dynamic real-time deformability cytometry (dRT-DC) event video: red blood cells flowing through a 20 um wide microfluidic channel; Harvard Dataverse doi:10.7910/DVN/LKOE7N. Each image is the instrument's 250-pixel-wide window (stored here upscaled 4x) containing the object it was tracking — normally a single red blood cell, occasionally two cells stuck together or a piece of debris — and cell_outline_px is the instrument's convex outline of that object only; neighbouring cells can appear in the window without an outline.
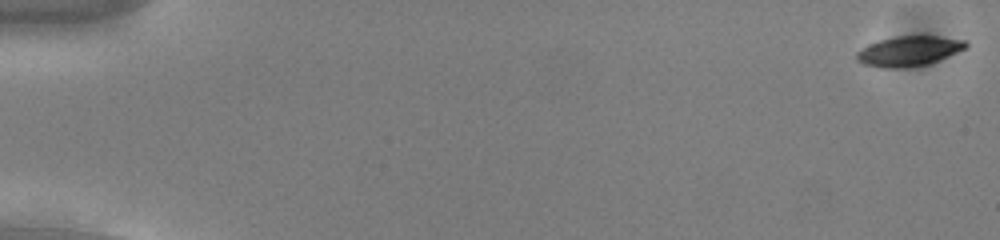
{"species": "common noctule bat (a hibernating species)", "species_latin": "Nyctalus noctula", "temperature_condition": "cold", "stored_images_in_passage": 55, "camera_frame_rate_fps": 3000, "um_per_image_px": 0.085, "animal": {"sex": "male", "body_mass_g": 13.0, "forearm_length_mm": 53.1}, "frame": {"image": 1, "passage_image": 1, "time_ms": 0.0, "image_size_px": [1000, 240], "cell_outline_px": [[968, 44], [964, 48], [956, 52], [928, 64], [904, 68], [884, 68], [864, 64], [856, 60], [856, 52], [860, 48], [868, 44], [880, 40], [896, 36], [936, 36], [964, 40]], "centroid_in_image_um": [77.19, 4.34], "position_along_channel_um": 7.8, "area_um2": 18.9}}
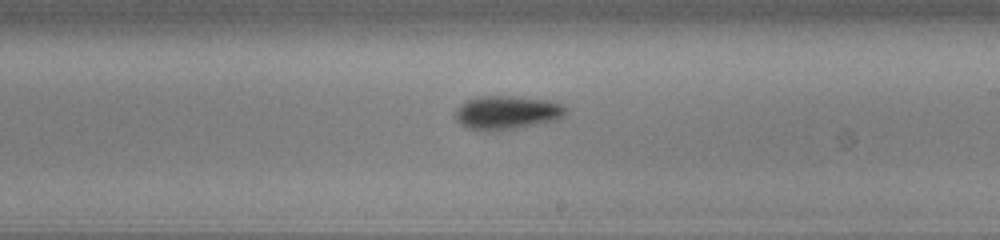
{"frame": {"image": 2, "passage_image": 33, "time_ms": 10.667, "image_size_px": [1000, 240], "cell_outline_px": [[568, 112], [556, 120], [512, 128], [468, 128], [460, 124], [456, 120], [456, 108], [460, 104], [476, 96], [512, 96], [552, 100], [564, 104], [568, 108]], "centroid_in_image_um": [43.15, 9.51], "position_along_channel_um": 245.9, "area_um2": 21.15}}
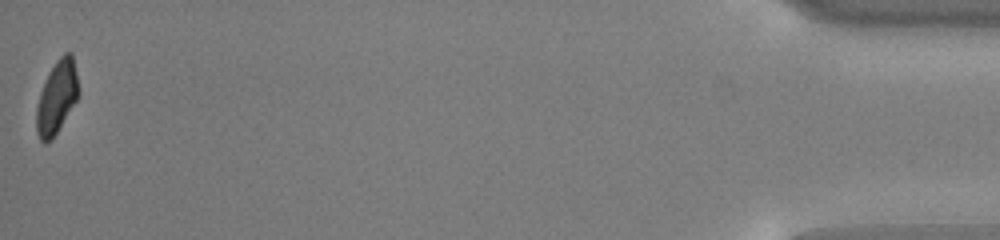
{"frame": {"image": 3, "passage_image": 55, "time_ms": 18.0, "image_size_px": [1000, 240], "cell_outline_px": [[80, 96], [56, 132], [48, 140], [40, 140], [36, 132], [36, 108], [40, 92], [56, 60], [64, 52], [72, 52], [80, 92]], "centroid_in_image_um": [4.85, 8.22], "position_along_channel_um": 430.3, "area_um2": 17.57}, "authors_computed_cell_mechanics": {"area_um2": 19.2474, "velocity_mm_per_s": 3.7752, "shape_relaxation_time_tau1_ms": 1.8947, "shape_relaxation_time_tau2_ms": null, "deformation_change_tau1": 0.1187, "deformation_change_tau2": null}}